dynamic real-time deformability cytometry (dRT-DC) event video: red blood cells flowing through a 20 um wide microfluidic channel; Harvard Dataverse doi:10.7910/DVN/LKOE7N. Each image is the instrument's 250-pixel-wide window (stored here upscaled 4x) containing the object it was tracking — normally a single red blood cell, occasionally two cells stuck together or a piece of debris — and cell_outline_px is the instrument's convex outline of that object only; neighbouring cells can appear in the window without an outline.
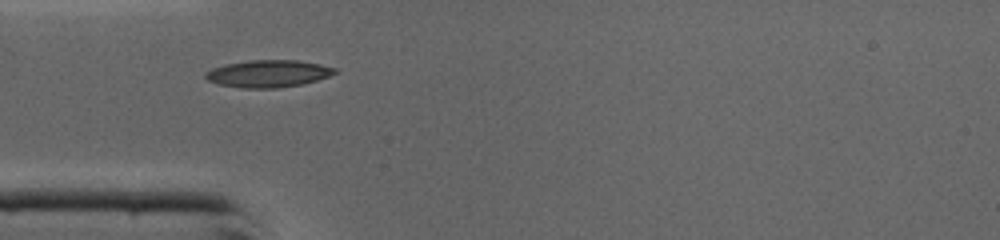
{"species": "common noctule bat (a hibernating species)", "species_latin": "Nyctalus noctula", "temperature_condition": "cold", "stored_images_in_passage": 33, "camera_frame_rate_fps": 3000, "um_per_image_px": 0.085, "animal": {"sex": "male", "body_mass_g": 19.0, "forearm_length_mm": 50.8}, "frame": {"image": 1, "passage_image": 1, "time_ms": 0.0, "image_size_px": [1000, 240], "cell_outline_px": [[340, 72], [316, 80], [300, 84], [276, 88], [244, 88], [220, 84], [208, 80], [204, 76], [204, 72], [212, 68], [228, 64], [248, 60], [296, 60], [320, 64], [336, 68]], "centroid_in_image_um": [22.81, 6.25], "position_along_channel_um": 62.2, "area_um2": 20.35}}
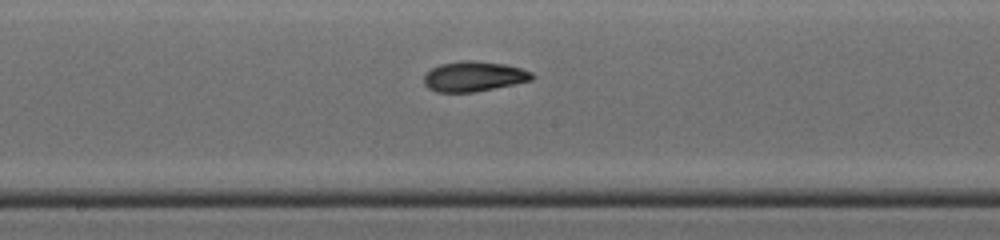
{"frame": {"image": 2, "passage_image": 11, "time_ms": 3.333, "image_size_px": [1000, 240], "cell_outline_px": [[536, 76], [532, 80], [476, 92], [436, 92], [428, 88], [424, 84], [424, 76], [432, 68], [440, 64], [460, 60], [472, 60], [504, 64], [520, 68], [532, 72]], "centroid_in_image_um": [40.28, 6.49], "position_along_channel_um": 207.9, "area_um2": 19.02}}
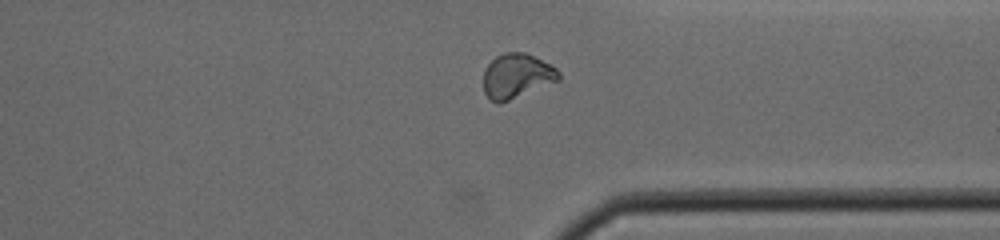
{"frame": {"image": 3, "passage_image": 22, "time_ms": 7.0, "image_size_px": [1000, 240], "cell_outline_px": [[560, 80], [500, 104], [488, 100], [484, 92], [484, 68], [496, 56], [504, 52], [524, 52], [556, 68], [560, 72]], "centroid_in_image_um": [43.89, 6.48], "position_along_channel_um": 367.5, "area_um2": 19.59}, "authors_computed_cell_mechanics": {"area_um2": 18.785, "velocity_mm_per_s": 4.4025, "shape_relaxation_time_tau1_ms": 3.0418, "shape_relaxation_time_tau2_ms": 2.4362, "deformation_change_tau1": 0.1439, "deformation_change_tau2": 0.0845}}